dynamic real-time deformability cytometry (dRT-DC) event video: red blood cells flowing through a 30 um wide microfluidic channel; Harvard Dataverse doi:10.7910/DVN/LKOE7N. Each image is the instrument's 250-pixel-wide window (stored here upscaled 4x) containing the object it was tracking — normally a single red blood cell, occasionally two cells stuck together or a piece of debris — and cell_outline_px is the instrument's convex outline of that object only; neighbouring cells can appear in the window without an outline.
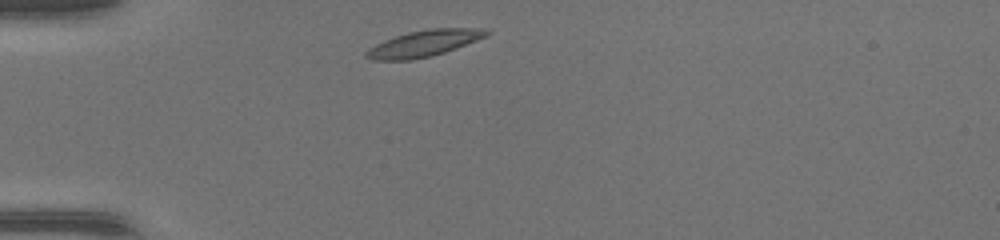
{"species": "common noctule bat (a hibernating species)", "species_latin": "Nyctalus noctula", "temperature_condition": "warm", "stored_images_in_passage": 36, "camera_frame_rate_fps": 3000, "um_per_image_px": 0.085, "animal": {"sex": "female", "body_mass_g": 17.0, "forearm_length_mm": 48.0}, "frame": {"image": 1, "passage_image": 1, "time_ms": 0.0, "image_size_px": [1000, 240], "cell_outline_px": [[492, 32], [476, 40], [444, 52], [428, 56], [408, 60], [372, 60], [364, 56], [364, 52], [376, 44], [384, 40], [408, 32], [432, 28], [468, 28]], "centroid_in_image_um": [35.94, 3.69], "position_along_channel_um": 49.1, "area_um2": 17.86}}
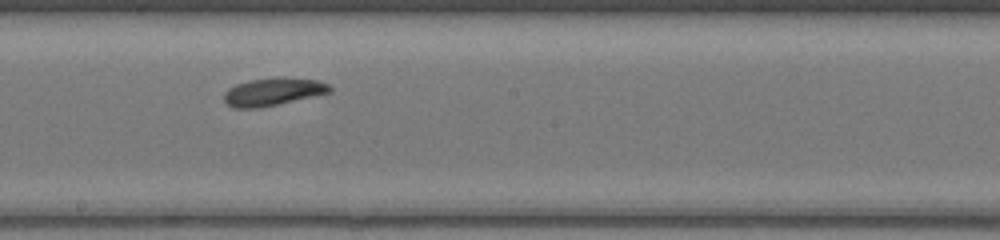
{"frame": {"image": 2, "passage_image": 15, "time_ms": 4.667, "image_size_px": [1000, 240], "cell_outline_px": [[332, 92], [260, 108], [232, 108], [224, 100], [224, 92], [228, 88], [236, 84], [252, 80], [316, 80], [328, 84], [332, 88]], "centroid_in_image_um": [23.16, 7.86], "position_along_channel_um": 225.0, "area_um2": 16.24}}
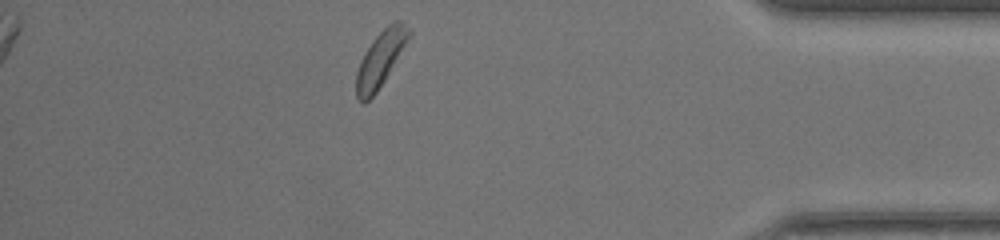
{"frame": {"image": 3, "passage_image": 30, "time_ms": 9.667, "image_size_px": [1000, 240], "cell_outline_px": [[412, 36], [384, 80], [376, 92], [364, 104], [356, 96], [356, 72], [360, 60], [364, 52], [372, 40], [392, 20], [400, 20], [412, 32]], "centroid_in_image_um": [32.35, 4.97], "position_along_channel_um": 402.8, "area_um2": 17.05}, "authors_computed_cell_mechanics": {"area_um2": 16.9354, "velocity_mm_per_s": 4.2807, "shape_relaxation_time_tau1_ms": 2.2882, "shape_relaxation_time_tau2_ms": 3.4237, "deformation_change_tau1": 0.0824, "deformation_change_tau2": 0.1212}}